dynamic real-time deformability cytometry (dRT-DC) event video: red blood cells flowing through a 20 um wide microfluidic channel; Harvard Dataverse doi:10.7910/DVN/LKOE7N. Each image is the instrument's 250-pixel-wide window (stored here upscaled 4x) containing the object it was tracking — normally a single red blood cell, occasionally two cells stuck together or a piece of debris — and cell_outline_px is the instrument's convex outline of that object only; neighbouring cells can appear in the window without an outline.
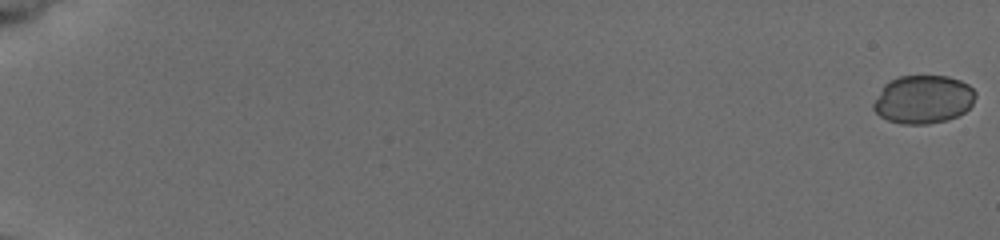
{"species": "common noctule bat (a hibernating species)", "species_latin": "Nyctalus noctula", "temperature_condition": "cold", "stored_images_in_passage": 57, "camera_frame_rate_fps": 3000, "um_per_image_px": 0.085, "animal": {"sex": "female", "body_mass_g": 19.5, "forearm_length_mm": 54.1}, "frame": {"image": 1, "passage_image": 1, "time_ms": 0.0, "image_size_px": [1000, 240], "cell_outline_px": [[976, 96], [972, 104], [964, 112], [948, 120], [928, 124], [900, 124], [888, 120], [880, 116], [872, 108], [872, 104], [884, 84], [900, 76], [948, 76], [960, 80], [968, 84], [976, 92]], "centroid_in_image_um": [78.47, 8.45], "position_along_channel_um": 6.5, "area_um2": 28.78}}
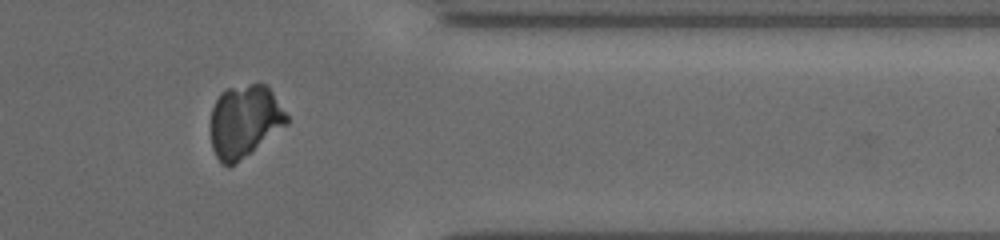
{"frame": {"image": 2, "passage_image": 49, "time_ms": 16.0, "image_size_px": [1000, 240], "cell_outline_px": [[288, 124], [228, 168], [220, 164], [212, 148], [208, 124], [212, 108], [220, 92], [228, 88], [252, 84], [268, 84], [288, 116]], "centroid_in_image_um": [20.74, 10.29], "position_along_channel_um": 390.7, "area_um2": 32.43}}
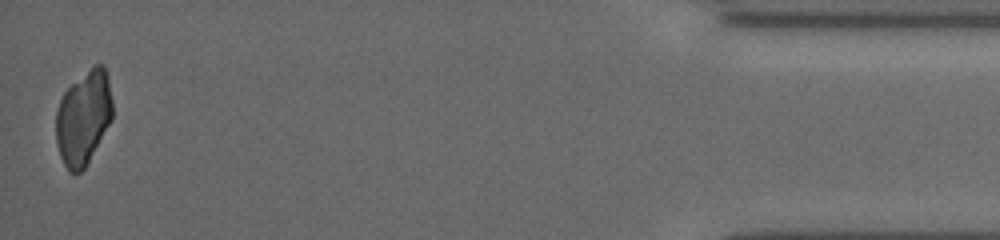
{"frame": {"image": 3, "passage_image": 57, "time_ms": 18.667, "image_size_px": [1000, 240], "cell_outline_px": [[112, 120], [88, 164], [76, 176], [68, 172], [60, 156], [56, 144], [56, 112], [60, 100], [64, 92], [72, 84], [96, 64], [104, 64], [108, 76], [112, 100]], "centroid_in_image_um": [7.1, 10.06], "position_along_channel_um": 428.1, "area_um2": 31.21}}